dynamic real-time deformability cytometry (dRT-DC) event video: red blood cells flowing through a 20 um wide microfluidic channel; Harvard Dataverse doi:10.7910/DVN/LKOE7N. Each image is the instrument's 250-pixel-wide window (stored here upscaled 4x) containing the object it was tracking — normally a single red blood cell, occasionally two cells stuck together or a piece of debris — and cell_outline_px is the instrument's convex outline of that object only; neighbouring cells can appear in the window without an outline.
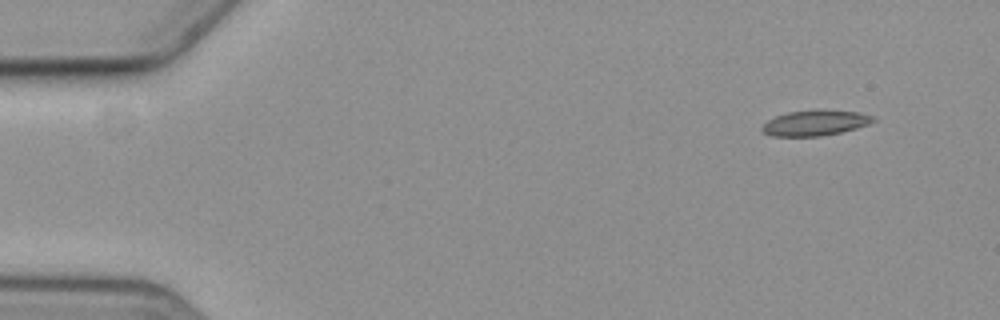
{"species": "common noctule bat (a hibernating species)", "species_latin": "Nyctalus noctula", "temperature_condition": "cold", "stored_images_in_passage": 4, "camera_frame_rate_fps": 3000, "um_per_image_px": 0.085, "animal": {"sex": "female", "body_mass_g": 19.3, "forearm_length_mm": 54.1}, "frame": {"image": 1, "passage_image": 1, "time_ms": 0.0, "image_size_px": [1000, 320], "cell_outline_px": [[876, 120], [868, 124], [856, 128], [840, 132], [820, 136], [772, 136], [760, 132], [760, 128], [768, 120], [776, 116], [788, 112], [856, 112], [872, 116]], "centroid_in_image_um": [69.21, 10.5], "position_along_channel_um": 15.8, "area_um2": 15.66}}
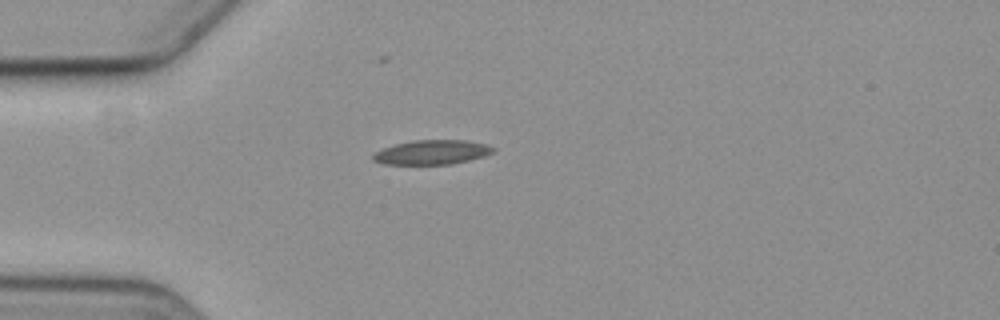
{"frame": {"image": 2, "passage_image": 4, "time_ms": 3.667, "image_size_px": [1000, 320], "cell_outline_px": [[496, 148], [492, 152], [484, 156], [452, 164], [384, 164], [372, 160], [372, 156], [376, 152], [384, 148], [396, 144], [412, 140], [464, 140], [488, 144]], "centroid_in_image_um": [36.73, 12.94], "position_along_channel_um": 48.3, "area_um2": 16.99}}